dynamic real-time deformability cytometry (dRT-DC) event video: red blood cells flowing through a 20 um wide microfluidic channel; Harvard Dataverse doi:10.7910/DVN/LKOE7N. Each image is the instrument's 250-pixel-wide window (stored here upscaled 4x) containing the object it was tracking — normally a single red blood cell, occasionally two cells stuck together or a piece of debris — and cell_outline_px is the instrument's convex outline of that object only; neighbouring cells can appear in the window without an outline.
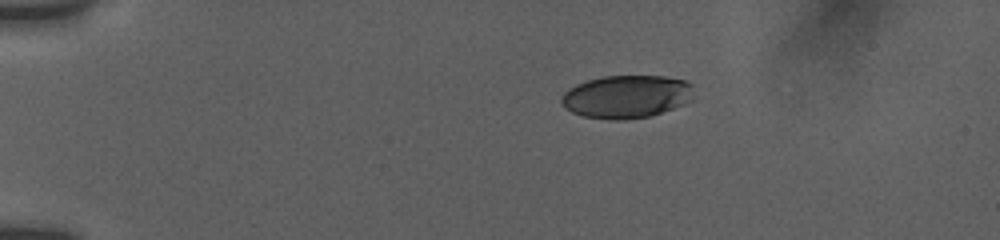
{"species": "human", "species_latin": "Homo sapiens", "temperature_condition": "room temperature", "stored_images_in_passage": 4, "camera_frame_rate_fps": 3000, "um_per_image_px": 0.085, "donor": {"sex": "female"}, "frame": {"image": 1, "passage_image": 1, "time_ms": 0.0, "image_size_px": [1000, 240], "cell_outline_px": [[692, 100], [684, 104], [652, 116], [624, 120], [608, 120], [584, 116], [572, 112], [564, 108], [560, 100], [564, 92], [568, 88], [576, 84], [588, 80], [604, 76], [664, 76], [684, 80], [692, 84]], "centroid_in_image_um": [53.24, 8.22], "position_along_channel_um": 31.8, "area_um2": 33.35}}